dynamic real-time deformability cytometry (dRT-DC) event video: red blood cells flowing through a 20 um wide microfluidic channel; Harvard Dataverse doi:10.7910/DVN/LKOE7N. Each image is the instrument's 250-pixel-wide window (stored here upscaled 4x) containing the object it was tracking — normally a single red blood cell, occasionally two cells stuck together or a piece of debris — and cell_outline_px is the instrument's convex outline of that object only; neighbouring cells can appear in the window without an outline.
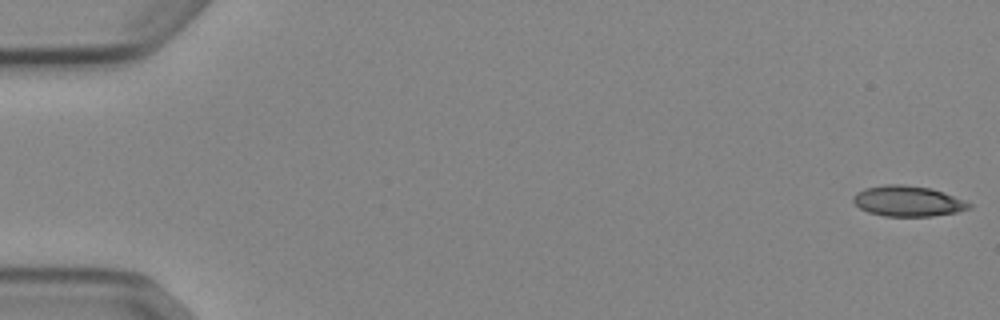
{"species": "Egyptian fruit bat (a non-hibernating species)", "species_latin": "Rousettus aegyptiacus", "temperature_condition": "cold", "stored_images_in_passage": 47, "camera_frame_rate_fps": 3000, "um_per_image_px": 0.085, "animal": {"sex": "female"}, "frame": {"image": 1, "passage_image": 1, "time_ms": 0.0, "image_size_px": [1000, 320], "cell_outline_px": [[972, 208], [956, 212], [932, 216], [884, 216], [868, 212], [860, 208], [852, 200], [852, 196], [856, 192], [864, 188], [884, 184], [904, 184], [932, 188], [964, 200], [972, 204]], "centroid_in_image_um": [77.15, 17.08], "position_along_channel_um": 7.9, "area_um2": 20.75}}
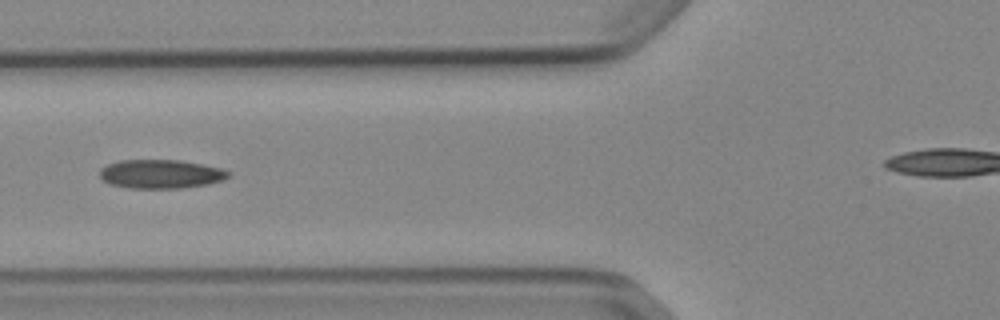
{"frame": {"image": 2, "passage_image": 21, "time_ms": 6.667, "image_size_px": [1000, 320], "cell_outline_px": [[232, 176], [208, 184], [180, 188], [128, 188], [112, 184], [104, 180], [100, 176], [100, 168], [108, 164], [120, 160], [180, 160], [220, 168], [232, 172]], "centroid_in_image_um": [13.68, 14.79], "position_along_channel_um": 112.1, "area_um2": 21.5}}
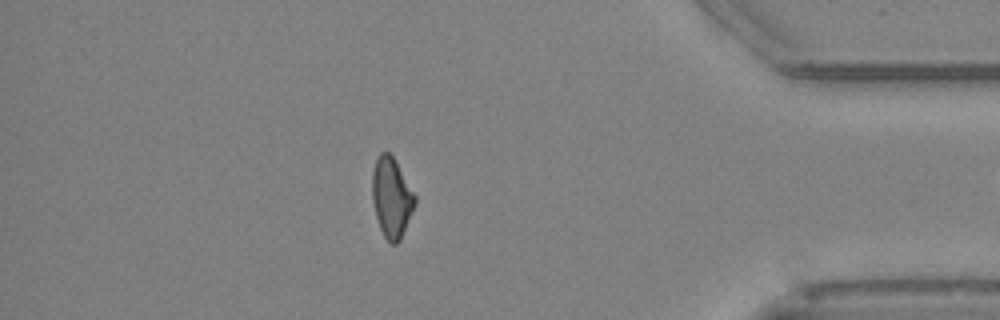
{"frame": {"image": 3, "passage_image": 46, "time_ms": 15.0, "image_size_px": [1000, 320], "cell_outline_px": [[416, 204], [400, 240], [396, 244], [392, 244], [384, 236], [380, 228], [376, 216], [372, 200], [372, 172], [376, 160], [380, 152], [388, 152], [396, 160], [416, 196]], "centroid_in_image_um": [33.29, 16.77], "position_along_channel_um": 401.9, "area_um2": 19.88}}